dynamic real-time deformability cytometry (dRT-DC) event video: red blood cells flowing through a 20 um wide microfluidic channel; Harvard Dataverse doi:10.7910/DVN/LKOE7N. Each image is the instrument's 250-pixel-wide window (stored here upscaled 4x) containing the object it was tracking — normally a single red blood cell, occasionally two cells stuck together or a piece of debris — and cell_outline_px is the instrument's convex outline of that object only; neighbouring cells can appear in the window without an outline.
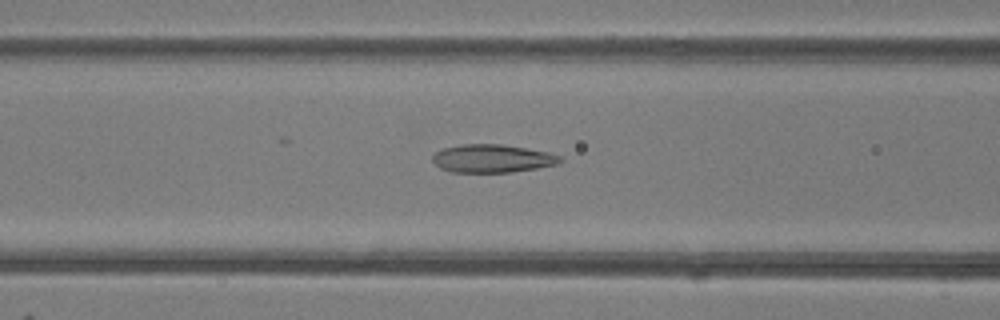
{"species": "common noctule bat (a hibernating species)", "species_latin": "Nyctalus noctula", "temperature_condition": "room temperature", "stored_images_in_passage": 49, "camera_frame_rate_fps": 3000, "um_per_image_px": 0.085, "animal": {"sex": "female"}, "frame": {"image": 1, "passage_image": 20, "time_ms": 6.333, "image_size_px": [1000, 320], "cell_outline_px": [[564, 160], [560, 164], [512, 172], [452, 172], [440, 168], [432, 160], [432, 156], [436, 152], [444, 148], [464, 144], [500, 144], [548, 152], [560, 156]], "centroid_in_image_um": [41.87, 13.48], "position_along_channel_um": 124.7, "area_um2": 20.81}}
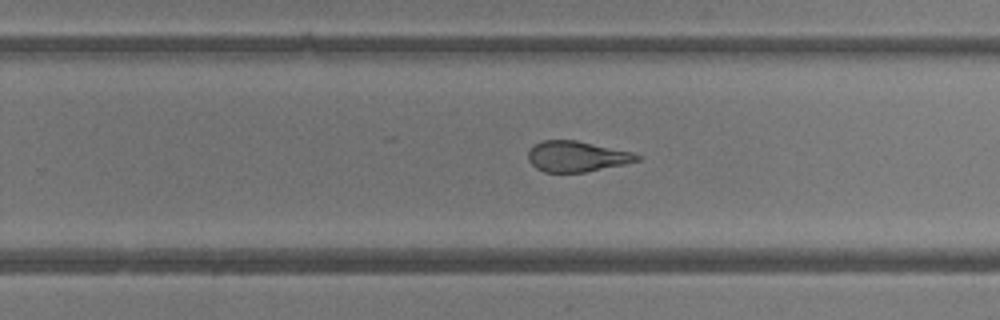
{"frame": {"image": 2, "passage_image": 31, "time_ms": 10.0, "image_size_px": [1000, 320], "cell_outline_px": [[640, 160], [624, 164], [584, 172], [544, 172], [536, 168], [528, 160], [528, 148], [544, 140], [576, 140], [632, 152], [640, 156]], "centroid_in_image_um": [48.99, 13.29], "position_along_channel_um": 280.8, "area_um2": 19.31}}
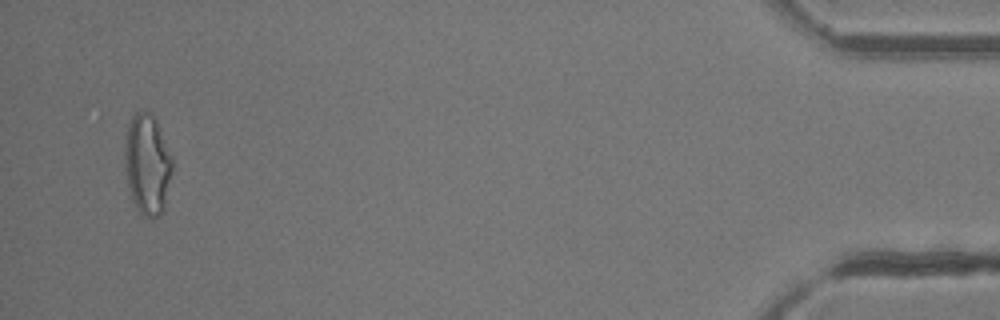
{"frame": {"image": 3, "passage_image": 47, "time_ms": 15.333, "image_size_px": [1000, 320], "cell_outline_px": [[172, 172], [164, 208], [160, 216], [152, 220], [148, 220], [136, 208], [132, 200], [128, 188], [124, 168], [124, 148], [128, 124], [132, 116], [140, 108], [152, 112], [156, 120], [172, 156]], "centroid_in_image_um": [12.51, 13.97], "position_along_channel_um": 422.7, "area_um2": 28.55}, "authors_computed_cell_mechanics": {"area_um2": 22.4842, "velocity_mm_per_s": 4.2544, "shape_relaxation_time_tau1_ms": 7.5356, "shape_relaxation_time_tau2_ms": 1.5719, "deformation_change_tau1": 0.2474, "deformation_change_tau2": 0.1149}}